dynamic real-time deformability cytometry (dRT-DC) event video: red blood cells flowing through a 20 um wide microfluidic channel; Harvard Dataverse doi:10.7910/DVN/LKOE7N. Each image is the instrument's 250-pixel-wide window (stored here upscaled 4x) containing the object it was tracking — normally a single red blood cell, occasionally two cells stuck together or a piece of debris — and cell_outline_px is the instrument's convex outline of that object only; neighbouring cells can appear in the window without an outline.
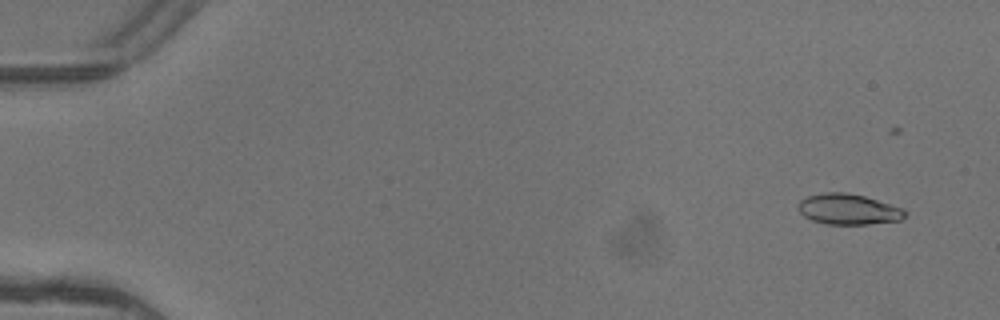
{"species": "common noctule bat (a hibernating species)", "species_latin": "Nyctalus noctula", "temperature_condition": "warm", "stored_images_in_passage": 7, "camera_frame_rate_fps": 3000, "um_per_image_px": 0.085, "animal": {"sex": "female"}, "frame": {"image": 1, "passage_image": 2, "time_ms": 0.333, "image_size_px": [1000, 320], "cell_outline_px": [[908, 212], [900, 220], [868, 224], [824, 224], [812, 220], [804, 216], [800, 212], [800, 200], [808, 196], [824, 192], [848, 192], [864, 196], [904, 208]], "centroid_in_image_um": [72.14, 17.78], "position_along_channel_um": 12.9, "area_um2": 19.02}}
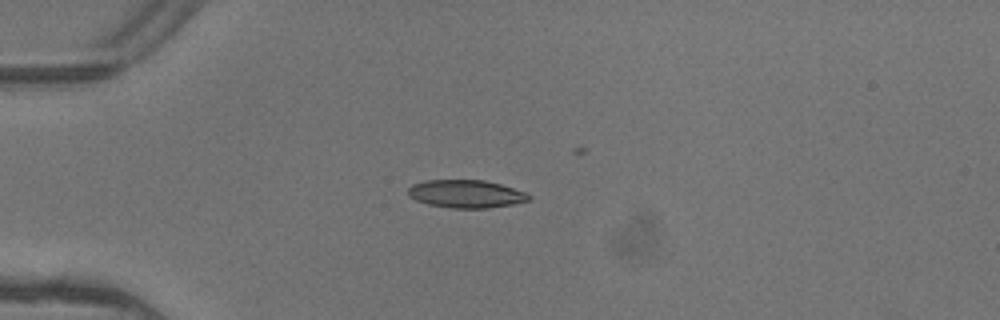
{"frame": {"image": 2, "passage_image": 5, "time_ms": 1.333, "image_size_px": [1000, 320], "cell_outline_px": [[532, 200], [512, 204], [488, 208], [452, 208], [428, 204], [416, 200], [408, 196], [408, 188], [412, 184], [428, 180], [484, 180], [500, 184], [528, 192], [532, 196]], "centroid_in_image_um": [39.65, 16.48], "position_along_channel_um": 45.3, "area_um2": 19.77}}